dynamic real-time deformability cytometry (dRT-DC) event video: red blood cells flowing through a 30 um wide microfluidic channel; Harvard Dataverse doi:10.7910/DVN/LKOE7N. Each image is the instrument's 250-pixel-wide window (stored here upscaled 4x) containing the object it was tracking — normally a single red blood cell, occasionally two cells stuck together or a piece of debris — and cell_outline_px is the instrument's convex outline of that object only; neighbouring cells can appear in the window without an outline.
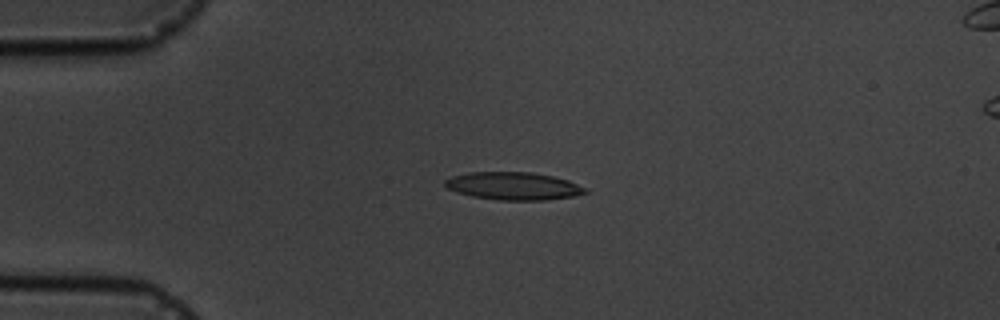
{"species": "common noctule bat (a hibernating species)", "species_latin": "Nyctalus noctula", "temperature_condition": "cold", "stored_images_in_passage": 5, "camera_frame_rate_fps": 3000, "um_per_image_px": 0.085, "animal": {"sex": "male", "body_mass_g": 19.5, "forearm_length_mm": 54.6}, "frame": {"image": 1, "passage_image": 3, "time_ms": 2.333, "image_size_px": [1000, 320], "cell_outline_px": [[588, 192], [572, 196], [544, 200], [500, 200], [472, 196], [456, 192], [448, 188], [444, 184], [444, 180], [452, 176], [468, 172], [532, 172], [552, 176], [568, 180], [588, 188]], "centroid_in_image_um": [43.64, 15.8], "position_along_channel_um": 41.4, "area_um2": 22.66}}